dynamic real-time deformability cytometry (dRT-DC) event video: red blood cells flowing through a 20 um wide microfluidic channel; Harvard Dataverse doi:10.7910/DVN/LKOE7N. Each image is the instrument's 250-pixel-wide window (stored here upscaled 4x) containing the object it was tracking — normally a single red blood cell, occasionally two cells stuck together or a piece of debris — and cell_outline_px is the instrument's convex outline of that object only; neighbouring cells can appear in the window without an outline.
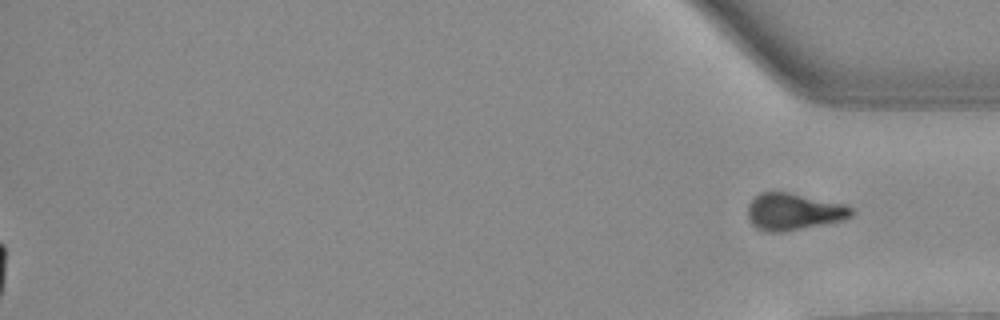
{"species": "Egyptian fruit bat (a non-hibernating species)", "species_latin": "Rousettus aegyptiacus", "temperature_condition": "warm", "stored_images_in_passage": 51, "segment_of_instrument_passage": [2, 2], "camera_frame_rate_fps": 3000, "um_per_image_px": 0.085, "animal": {"sex": "female"}, "frame": {"image": 1, "passage_image": 51, "time_ms": 16.667, "image_size_px": [1000, 320], "cell_outline_px": [[856, 212], [852, 216], [840, 220], [784, 232], [768, 232], [756, 228], [752, 224], [748, 216], [748, 204], [760, 192], [788, 192], [844, 204], [852, 208]], "centroid_in_image_um": [67.44, 17.99], "position_along_channel_um": 367.8, "area_um2": 22.08}}